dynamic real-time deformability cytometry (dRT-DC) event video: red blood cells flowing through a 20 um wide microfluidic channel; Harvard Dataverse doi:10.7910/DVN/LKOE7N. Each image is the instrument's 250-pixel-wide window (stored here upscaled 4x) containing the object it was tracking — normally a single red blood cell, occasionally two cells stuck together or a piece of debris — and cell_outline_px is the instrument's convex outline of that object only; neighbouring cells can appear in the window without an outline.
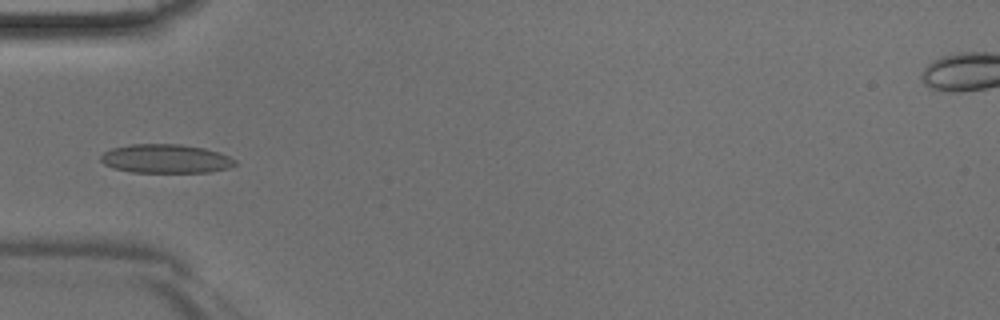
{"species": "Egyptian fruit bat (a non-hibernating species)", "species_latin": "Rousettus aegyptiacus", "temperature_condition": "room temperature", "stored_images_in_passage": 32, "camera_frame_rate_fps": 3000, "um_per_image_px": 0.085, "animal": {"sex": "male"}, "frame": {"image": 1, "passage_image": 1, "time_ms": 0.0, "image_size_px": [1000, 320], "cell_outline_px": [[236, 164], [228, 168], [208, 172], [132, 172], [112, 168], [104, 164], [100, 160], [100, 156], [104, 152], [112, 148], [128, 144], [180, 144], [204, 148], [220, 152], [236, 160]], "centroid_in_image_um": [14.07, 13.48], "position_along_channel_um": 70.9, "area_um2": 22.66}}
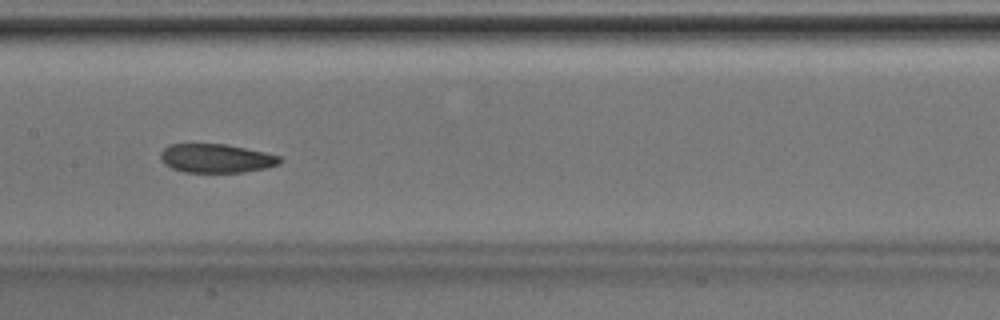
{"frame": {"image": 2, "passage_image": 9, "time_ms": 2.667, "image_size_px": [1000, 320], "cell_outline_px": [[284, 160], [280, 164], [264, 168], [244, 172], [184, 172], [172, 168], [164, 164], [160, 160], [160, 152], [168, 144], [228, 144], [264, 152], [280, 156]], "centroid_in_image_um": [18.37, 13.45], "position_along_channel_um": 189.0, "area_um2": 20.17}}
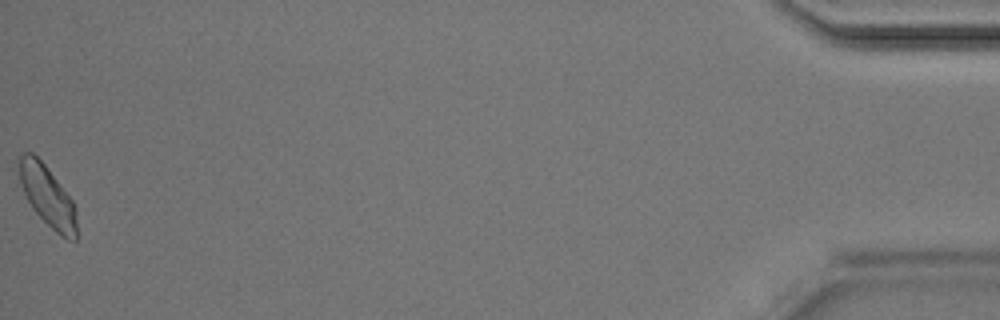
{"frame": {"image": 3, "passage_image": 32, "time_ms": 10.333, "image_size_px": [1000, 320], "cell_outline_px": [[76, 240], [72, 240], [60, 236], [32, 208], [20, 184], [16, 160], [24, 152], [32, 152], [44, 164], [72, 200], [76, 208]], "centroid_in_image_um": [4.0, 16.63], "position_along_channel_um": 431.2, "area_um2": 20.23}}